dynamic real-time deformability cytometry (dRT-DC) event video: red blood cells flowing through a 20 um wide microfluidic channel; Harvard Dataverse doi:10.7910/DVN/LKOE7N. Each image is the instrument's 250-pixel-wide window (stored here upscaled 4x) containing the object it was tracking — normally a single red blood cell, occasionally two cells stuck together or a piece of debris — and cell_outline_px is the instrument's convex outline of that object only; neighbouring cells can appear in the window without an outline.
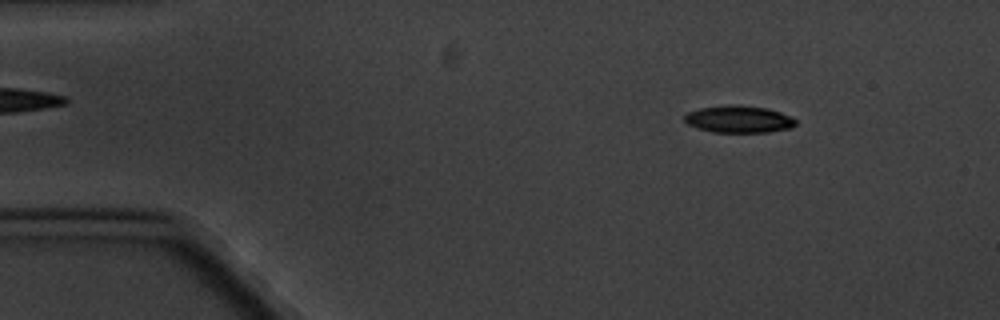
{"species": "common noctule bat (a hibernating species)", "species_latin": "Nyctalus noctula", "temperature_condition": "cold", "stored_images_in_passage": 6, "camera_frame_rate_fps": 3000, "um_per_image_px": 0.085, "animal": {"sex": "male", "body_mass_g": 20.1, "forearm_length_mm": 53.5}, "frame": {"image": 1, "passage_image": 1, "time_ms": 0.0, "image_size_px": [1000, 320], "cell_outline_px": [[796, 124], [792, 128], [768, 132], [712, 132], [696, 128], [688, 124], [684, 120], [684, 116], [688, 112], [700, 108], [732, 104], [768, 108], [780, 112], [796, 120]], "centroid_in_image_um": [62.78, 10.13], "position_along_channel_um": 22.2, "area_um2": 17.57}}
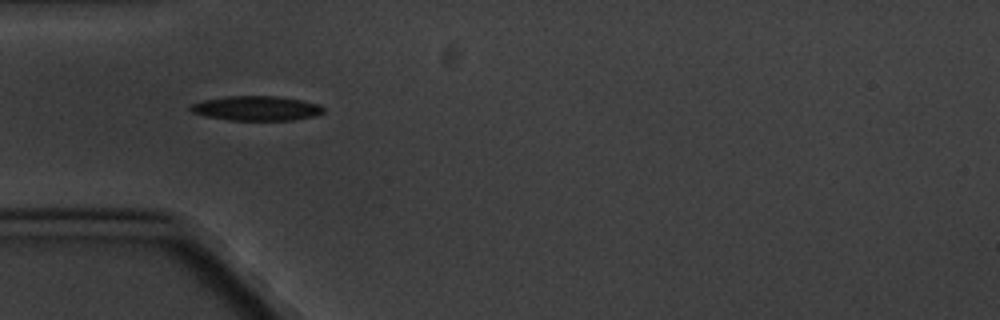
{"frame": {"image": 2, "passage_image": 4, "time_ms": 3.333, "image_size_px": [1000, 320], "cell_outline_px": [[324, 112], [316, 116], [292, 120], [228, 120], [204, 116], [192, 112], [188, 108], [192, 104], [204, 100], [228, 96], [280, 96], [304, 100], [320, 104], [324, 108]], "centroid_in_image_um": [21.83, 9.2], "position_along_channel_um": 63.2, "area_um2": 19.25}}